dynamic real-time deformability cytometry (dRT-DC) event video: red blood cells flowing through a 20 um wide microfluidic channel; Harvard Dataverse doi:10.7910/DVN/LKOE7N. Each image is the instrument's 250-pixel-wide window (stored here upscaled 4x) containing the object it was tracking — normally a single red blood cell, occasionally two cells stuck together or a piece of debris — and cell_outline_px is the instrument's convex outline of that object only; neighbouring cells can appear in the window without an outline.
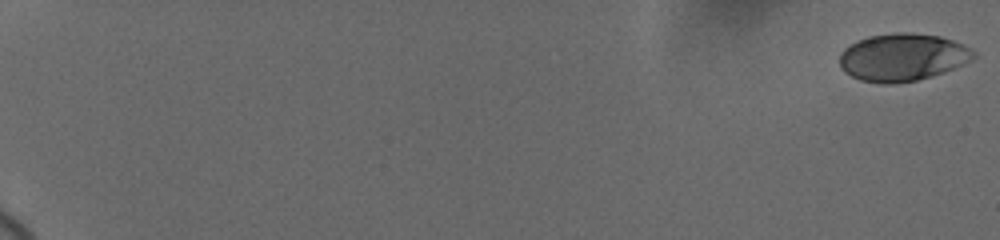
{"species": "human", "species_latin": "Homo sapiens", "temperature_condition": "cold", "stored_images_in_passage": 82, "camera_frame_rate_fps": 3000, "um_per_image_px": 0.085, "donor": {"sex": "female"}, "frame": {"image": 1, "passage_image": 1, "time_ms": 0.0, "image_size_px": [1000, 240], "cell_outline_px": [[976, 56], [944, 72], [932, 76], [916, 80], [892, 84], [880, 84], [860, 80], [844, 72], [840, 68], [840, 52], [848, 44], [856, 40], [868, 36], [896, 32], [908, 32], [940, 36], [952, 40], [976, 52]], "centroid_in_image_um": [76.63, 4.86], "position_along_channel_um": 8.4, "area_um2": 37.11}}
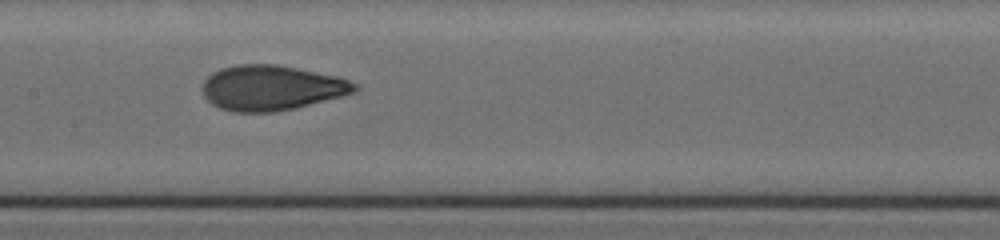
{"frame": {"image": 2, "passage_image": 47, "time_ms": 11.0, "image_size_px": [1000, 240], "cell_outline_px": [[360, 88], [356, 92], [344, 96], [296, 108], [272, 112], [236, 112], [220, 108], [212, 104], [204, 96], [200, 88], [204, 80], [212, 72], [220, 68], [236, 64], [276, 64], [336, 76], [360, 84]], "centroid_in_image_um": [23.08, 7.46], "position_along_channel_um": 184.3, "area_um2": 40.4}}
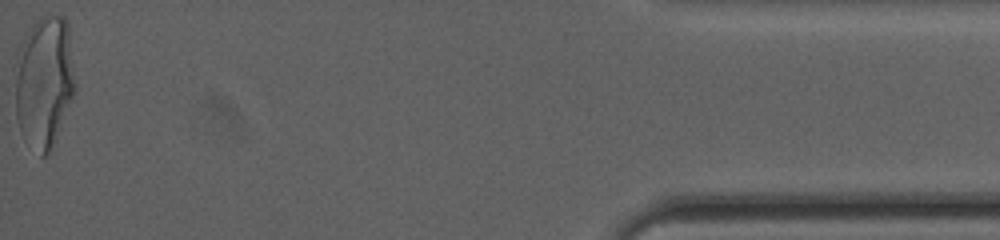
{"frame": {"image": 3, "passage_image": 82, "time_ms": 19.667, "image_size_px": [1000, 240], "cell_outline_px": [[76, 92], [56, 140], [52, 148], [44, 156], [40, 156], [24, 140], [20, 132], [16, 120], [16, 56], [20, 44], [32, 24], [40, 16], [48, 12], [64, 16], [68, 24], [76, 84]], "centroid_in_image_um": [3.78, 6.94], "position_along_channel_um": 431.4, "area_um2": 47.22}, "authors_computed_cell_mechanics": {"area_um2": 38.8416, "velocity_mm_per_s": 3.6684, "shape_relaxation_time_tau1_ms": 7.338, "shape_relaxation_time_tau2_ms": 0.7483, "deformation_change_tau1": 0.2258, "deformation_change_tau2": 0.0564}}